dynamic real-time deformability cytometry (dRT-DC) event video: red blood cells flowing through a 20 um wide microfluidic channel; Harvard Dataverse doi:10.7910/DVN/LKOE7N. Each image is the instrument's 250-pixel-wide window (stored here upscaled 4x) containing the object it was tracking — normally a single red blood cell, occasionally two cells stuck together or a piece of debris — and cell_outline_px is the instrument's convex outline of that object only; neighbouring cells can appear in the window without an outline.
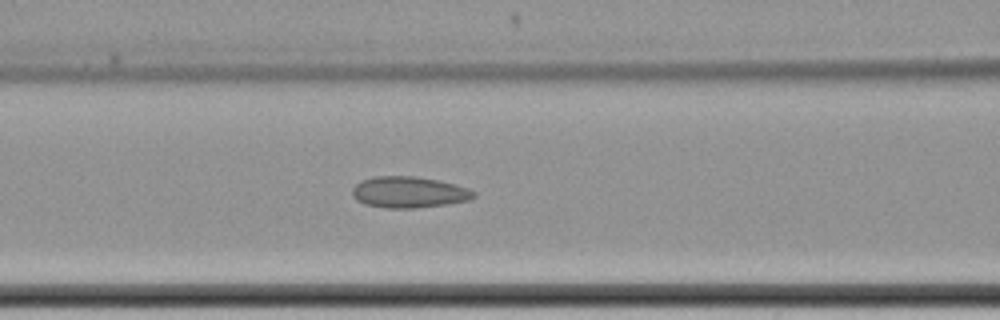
{"species": "common noctule bat (a hibernating species)", "species_latin": "Nyctalus noctula", "temperature_condition": "cold", "stored_images_in_passage": 21, "camera_frame_rate_fps": 3000, "um_per_image_px": 0.085, "animal": {"sex": "female", "body_mass_g": 22.7, "forearm_length_mm": 54.2}, "frame": {"image": 1, "passage_image": 18, "time_ms": 5.667, "image_size_px": [1000, 320], "cell_outline_px": [[476, 196], [468, 200], [448, 204], [416, 208], [388, 208], [364, 204], [356, 200], [352, 196], [352, 188], [360, 180], [372, 176], [416, 176], [436, 180], [468, 188], [476, 192]], "centroid_in_image_um": [34.72, 16.34], "position_along_channel_um": 131.9, "area_um2": 22.2}}
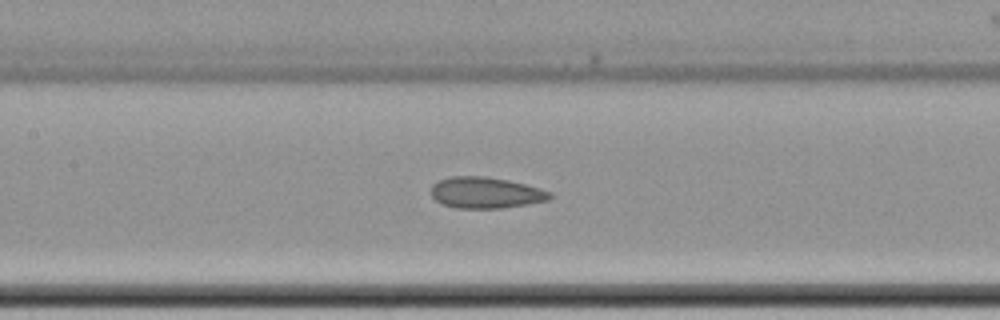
{"frame": {"image": 2, "passage_image": 21, "time_ms": 6.667, "image_size_px": [1000, 320], "cell_outline_px": [[552, 196], [548, 200], [528, 204], [504, 208], [456, 208], [444, 204], [436, 200], [432, 196], [432, 184], [440, 180], [452, 176], [484, 176], [508, 180], [540, 188], [552, 192]], "centroid_in_image_um": [41.31, 16.38], "position_along_channel_um": 166.1, "area_um2": 21.5}}